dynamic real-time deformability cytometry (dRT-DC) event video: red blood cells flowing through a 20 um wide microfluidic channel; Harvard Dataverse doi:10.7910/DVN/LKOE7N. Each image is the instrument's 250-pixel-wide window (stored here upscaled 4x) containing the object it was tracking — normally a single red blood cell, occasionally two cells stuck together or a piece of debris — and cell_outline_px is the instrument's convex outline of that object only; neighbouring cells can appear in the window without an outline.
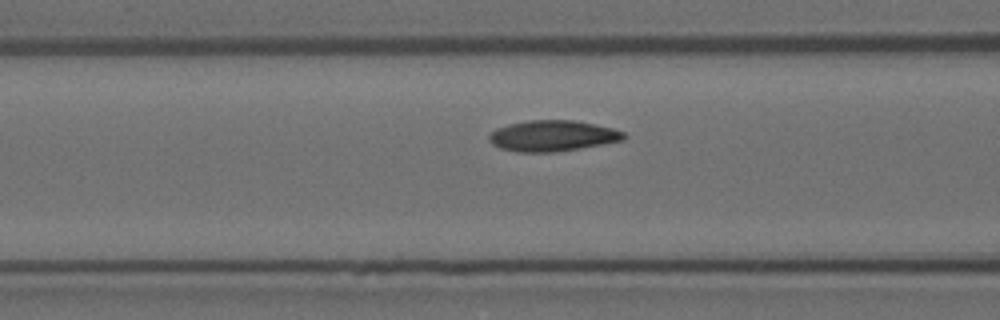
{"species": "Egyptian fruit bat (a non-hibernating species)", "species_latin": "Rousettus aegyptiacus", "temperature_condition": "room temperature", "stored_images_in_passage": 18, "camera_frame_rate_fps": 3000, "um_per_image_px": 0.085, "animal": {"sex": "female"}, "frame": {"image": 1, "passage_image": 16, "time_ms": 5.0, "image_size_px": [1000, 320], "cell_outline_px": [[628, 136], [624, 140], [580, 148], [552, 152], [516, 152], [500, 148], [492, 144], [488, 140], [488, 136], [496, 128], [508, 124], [528, 120], [572, 120], [612, 128], [624, 132]], "centroid_in_image_um": [46.94, 11.55], "position_along_channel_um": 119.7, "area_um2": 24.22}}